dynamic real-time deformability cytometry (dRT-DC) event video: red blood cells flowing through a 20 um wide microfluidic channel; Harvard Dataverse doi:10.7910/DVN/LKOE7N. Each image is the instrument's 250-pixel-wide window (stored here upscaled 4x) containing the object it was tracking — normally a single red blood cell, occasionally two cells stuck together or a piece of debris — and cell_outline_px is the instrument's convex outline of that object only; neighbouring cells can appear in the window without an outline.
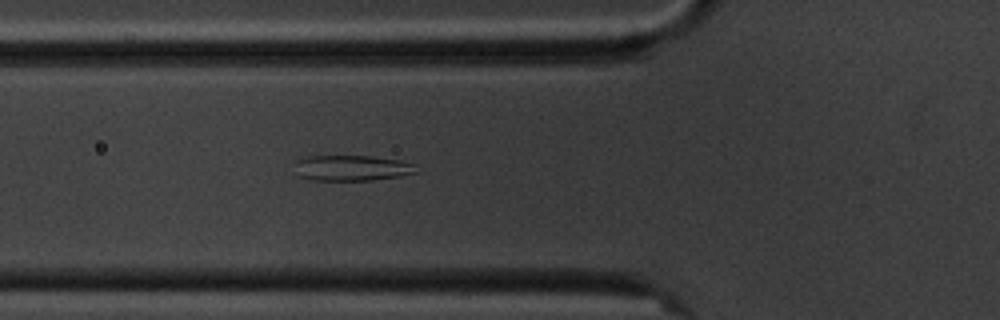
{"species": "common noctule bat (a hibernating species)", "species_latin": "Nyctalus noctula", "temperature_condition": "cold", "stored_images_in_passage": 4, "camera_frame_rate_fps": 3000, "um_per_image_px": 0.085, "animal": {"sex": "male", "body_mass_g": 20.1, "forearm_length_mm": 53.5}, "frame": {"image": 1, "passage_image": 4, "time_ms": 3.333, "image_size_px": [1000, 320], "cell_outline_px": [[416, 172], [400, 176], [372, 180], [312, 180], [300, 176], [296, 160], [308, 156], [372, 156], [400, 160], [416, 164]], "centroid_in_image_um": [29.96, 14.27], "position_along_channel_um": 95.8, "area_um2": 17.92}}